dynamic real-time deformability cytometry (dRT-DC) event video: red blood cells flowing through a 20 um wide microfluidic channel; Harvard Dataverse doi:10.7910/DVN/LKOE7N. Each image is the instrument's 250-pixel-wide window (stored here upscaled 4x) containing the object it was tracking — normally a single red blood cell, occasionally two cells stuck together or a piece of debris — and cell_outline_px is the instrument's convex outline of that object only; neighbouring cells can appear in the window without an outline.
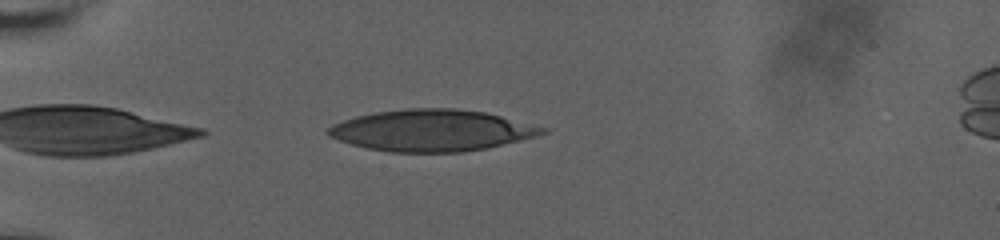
{"species": "human", "species_latin": "Homo sapiens", "temperature_condition": "room temperature", "stored_images_in_passage": 42, "camera_frame_rate_fps": 3000, "um_per_image_px": 0.085, "donor": {"sex": "male"}, "frame": {"image": 1, "passage_image": 2, "time_ms": 0.333, "image_size_px": [1000, 240], "cell_outline_px": [[548, 132], [540, 136], [488, 148], [460, 152], [392, 152], [368, 148], [352, 144], [328, 136], [324, 132], [324, 128], [332, 124], [356, 116], [376, 112], [408, 108], [452, 108], [488, 112], [548, 128]], "centroid_in_image_um": [36.74, 11.08], "position_along_channel_um": 48.3, "area_um2": 52.19}}
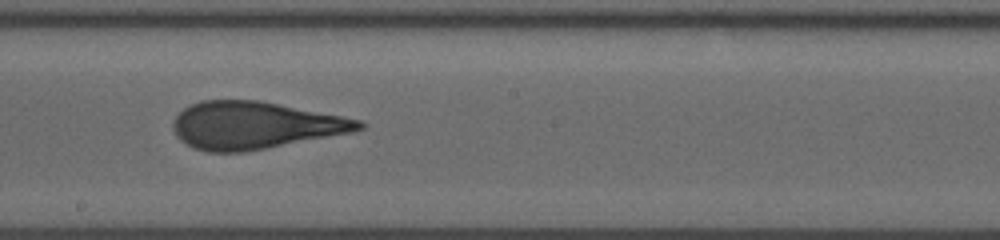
{"frame": {"image": 2, "passage_image": 19, "time_ms": 6.0, "image_size_px": [1000, 240], "cell_outline_px": [[368, 124], [364, 128], [352, 132], [244, 152], [208, 152], [192, 148], [180, 140], [176, 136], [172, 128], [172, 124], [176, 116], [184, 108], [200, 100], [256, 100], [340, 116], [360, 120]], "centroid_in_image_um": [21.6, 10.66], "position_along_channel_um": 226.6, "area_um2": 50.81}}
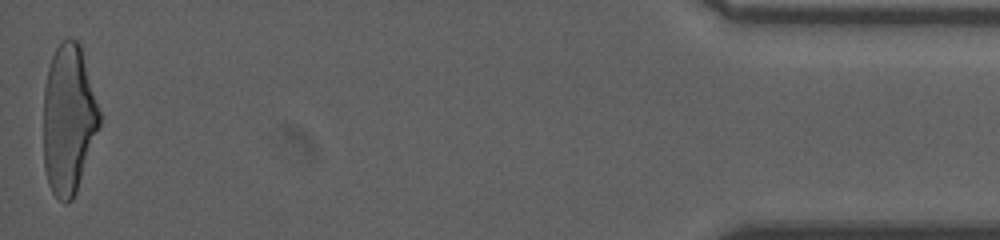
{"frame": {"image": 3, "passage_image": 42, "time_ms": 13.667, "image_size_px": [1000, 240], "cell_outline_px": [[100, 124], [76, 192], [72, 200], [68, 204], [64, 204], [52, 192], [48, 184], [44, 168], [44, 88], [48, 68], [52, 56], [60, 40], [76, 40], [80, 44], [100, 112]], "centroid_in_image_um": [5.81, 10.16], "position_along_channel_um": 429.4, "area_um2": 48.55}}